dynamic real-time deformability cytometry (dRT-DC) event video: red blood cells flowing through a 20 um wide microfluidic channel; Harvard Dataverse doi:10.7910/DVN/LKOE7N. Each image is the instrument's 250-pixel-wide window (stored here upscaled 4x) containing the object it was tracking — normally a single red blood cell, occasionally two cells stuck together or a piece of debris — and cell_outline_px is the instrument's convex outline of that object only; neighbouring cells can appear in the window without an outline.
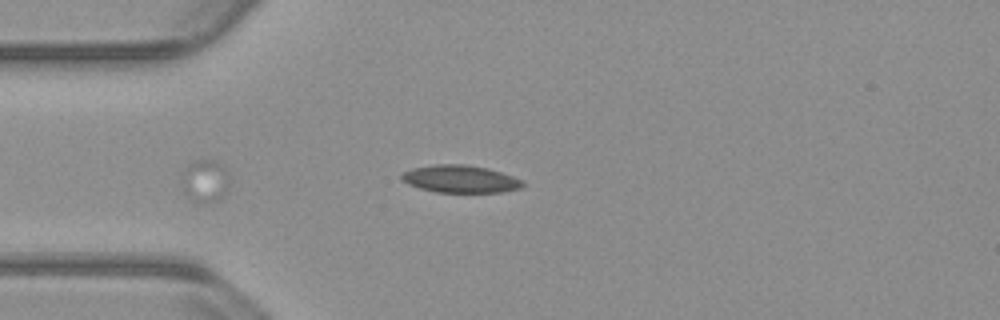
{"species": "common noctule bat (a hibernating species)", "species_latin": "Nyctalus noctula", "temperature_condition": "warm", "stored_images_in_passage": 21, "camera_frame_rate_fps": 3000, "um_per_image_px": 0.085, "animal": {"sex": "male", "body_mass_g": 23.1, "forearm_length_mm": 52.7}, "frame": {"image": 1, "passage_image": 1, "time_ms": 0.0, "image_size_px": [1000, 320], "cell_outline_px": [[524, 184], [520, 188], [504, 192], [436, 192], [420, 188], [408, 184], [400, 176], [404, 172], [412, 168], [432, 164], [464, 164], [488, 168], [524, 180]], "centroid_in_image_um": [39.14, 15.21], "position_along_channel_um": 45.9, "area_um2": 19.36}}
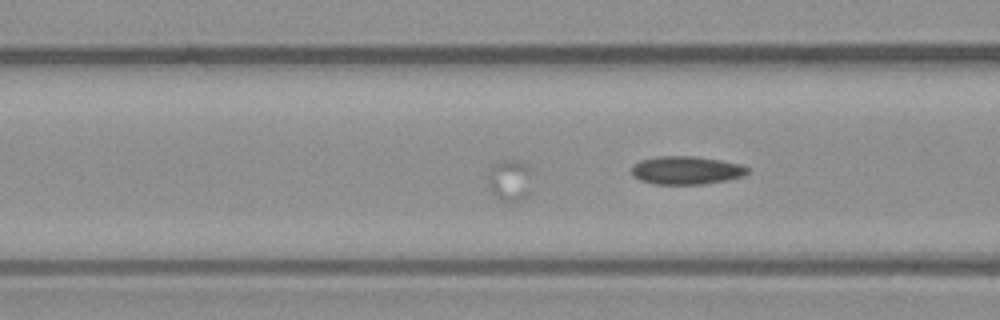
{"frame": {"image": 2, "passage_image": 7, "time_ms": 2.0, "image_size_px": [1000, 320], "cell_outline_px": [[532, 192], [524, 200], [504, 204], [492, 192], [488, 184], [488, 172], [492, 164], [500, 160], [520, 160], [532, 168]], "centroid_in_image_um": [43.39, 15.35], "position_along_channel_um": 123.2, "area_um2": 11.56}}
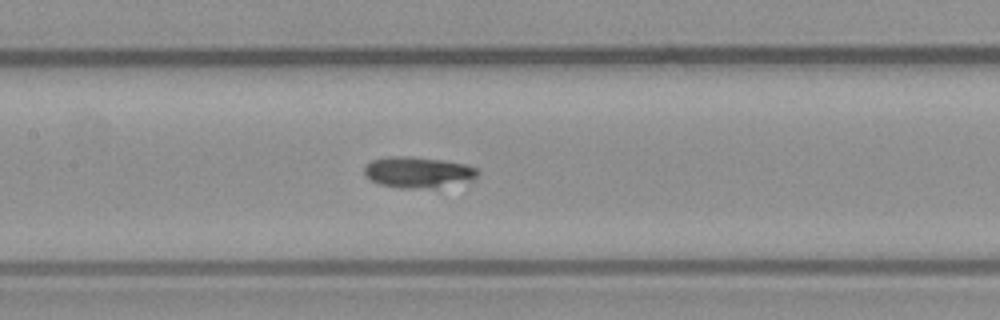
{"frame": {"image": 3, "passage_image": 12, "time_ms": 3.667, "image_size_px": [1000, 320], "cell_outline_px": [[480, 172], [476, 180], [436, 188], [400, 188], [380, 184], [364, 176], [364, 164], [372, 160], [388, 156], [412, 156], [444, 160], [468, 164], [480, 168]], "centroid_in_image_um": [35.6, 14.63], "position_along_channel_um": 171.8, "area_um2": 21.15}}